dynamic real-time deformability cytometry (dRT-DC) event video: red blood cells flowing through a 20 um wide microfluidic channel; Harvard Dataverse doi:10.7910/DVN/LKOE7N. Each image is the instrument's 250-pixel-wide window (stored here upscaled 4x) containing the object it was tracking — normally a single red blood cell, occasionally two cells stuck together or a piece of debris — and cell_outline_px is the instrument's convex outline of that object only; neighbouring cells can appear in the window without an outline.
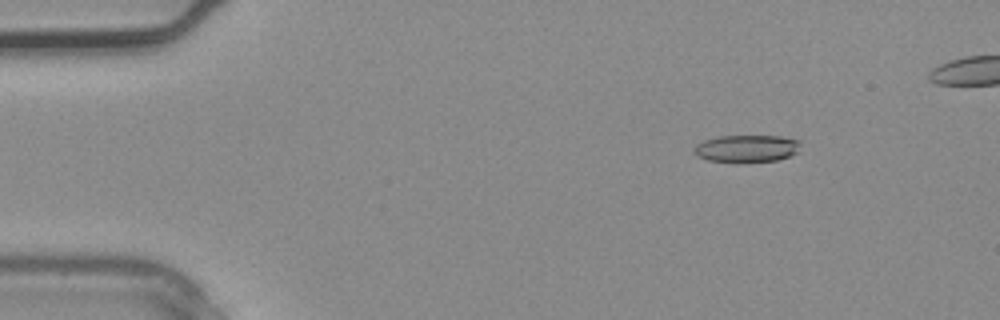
{"species": "common noctule bat (a hibernating species)", "species_latin": "Nyctalus noctula", "temperature_condition": "warm", "stored_images_in_passage": 2, "camera_frame_rate_fps": 3000, "um_per_image_px": 0.085, "animal": {"sex": "male", "body_mass_g": 20.4}, "frame": {"image": 1, "passage_image": 1, "time_ms": 0.0, "image_size_px": [1000, 320], "cell_outline_px": [[800, 152], [776, 160], [740, 164], [736, 164], [708, 160], [696, 156], [692, 152], [692, 148], [696, 144], [704, 140], [716, 136], [780, 136], [800, 140]], "centroid_in_image_um": [63.43, 12.65], "position_along_channel_um": 21.6, "area_um2": 17.63}}